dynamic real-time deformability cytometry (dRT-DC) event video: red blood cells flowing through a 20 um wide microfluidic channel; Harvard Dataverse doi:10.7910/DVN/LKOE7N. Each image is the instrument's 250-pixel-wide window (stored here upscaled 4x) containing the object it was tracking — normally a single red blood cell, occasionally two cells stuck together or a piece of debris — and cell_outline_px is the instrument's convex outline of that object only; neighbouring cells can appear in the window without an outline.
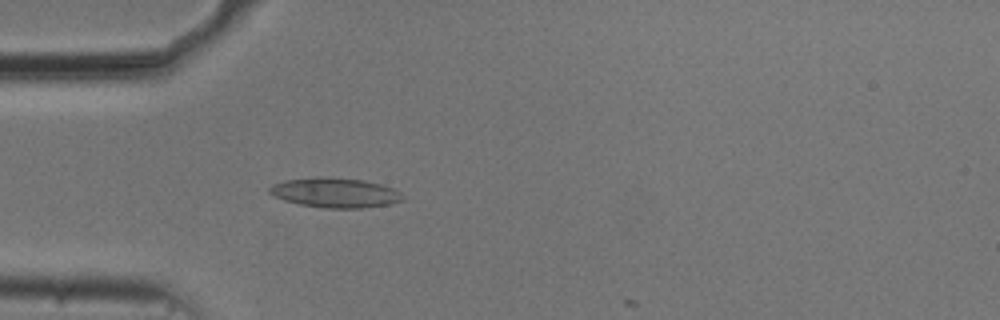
{"species": "common noctule bat (a hibernating species)", "species_latin": "Nyctalus noctula", "temperature_condition": "cold", "stored_images_in_passage": 6, "camera_frame_rate_fps": 3000, "um_per_image_px": 0.085, "animal": {"sex": "male", "body_mass_g": 20.5, "forearm_length_mm": 52.5}, "frame": {"image": 1, "passage_image": 5, "time_ms": 1.333, "image_size_px": [1000, 320], "cell_outline_px": [[404, 200], [392, 204], [360, 208], [324, 208], [300, 204], [284, 200], [272, 196], [268, 192], [268, 188], [272, 184], [284, 180], [320, 176], [324, 176], [364, 180], [380, 184], [392, 188], [400, 192], [404, 196]], "centroid_in_image_um": [28.47, 16.37], "position_along_channel_um": 56.5, "area_um2": 23.35}}